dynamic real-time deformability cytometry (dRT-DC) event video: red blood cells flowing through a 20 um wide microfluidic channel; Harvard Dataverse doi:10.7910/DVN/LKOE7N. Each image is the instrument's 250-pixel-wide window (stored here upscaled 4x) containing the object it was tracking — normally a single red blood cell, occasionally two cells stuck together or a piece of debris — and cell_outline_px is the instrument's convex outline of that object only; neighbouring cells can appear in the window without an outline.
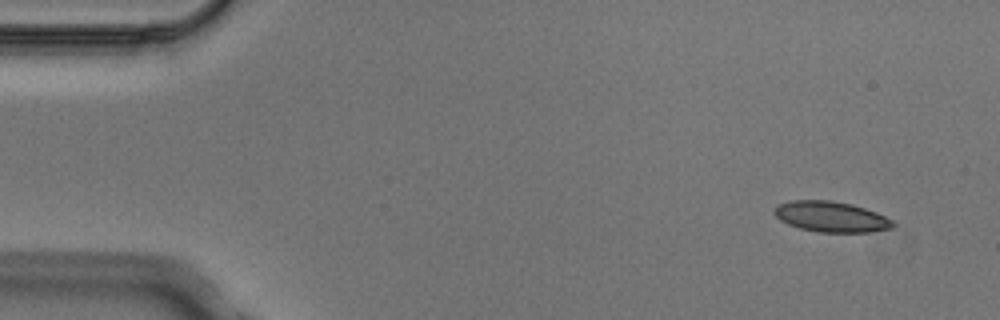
{"species": "Egyptian fruit bat (a non-hibernating species)", "species_latin": "Rousettus aegyptiacus", "temperature_condition": "cold", "stored_images_in_passage": 5, "camera_frame_rate_fps": 3000, "um_per_image_px": 0.085, "animal": {"sex": "male"}, "frame": {"image": 1, "passage_image": 1, "time_ms": 0.0, "image_size_px": [1000, 320], "cell_outline_px": [[896, 224], [892, 228], [868, 232], [820, 232], [800, 228], [788, 224], [780, 220], [772, 212], [772, 208], [776, 204], [792, 200], [832, 200], [852, 204], [876, 212], [892, 220]], "centroid_in_image_um": [70.6, 18.41], "position_along_channel_um": 14.4, "area_um2": 21.27}}